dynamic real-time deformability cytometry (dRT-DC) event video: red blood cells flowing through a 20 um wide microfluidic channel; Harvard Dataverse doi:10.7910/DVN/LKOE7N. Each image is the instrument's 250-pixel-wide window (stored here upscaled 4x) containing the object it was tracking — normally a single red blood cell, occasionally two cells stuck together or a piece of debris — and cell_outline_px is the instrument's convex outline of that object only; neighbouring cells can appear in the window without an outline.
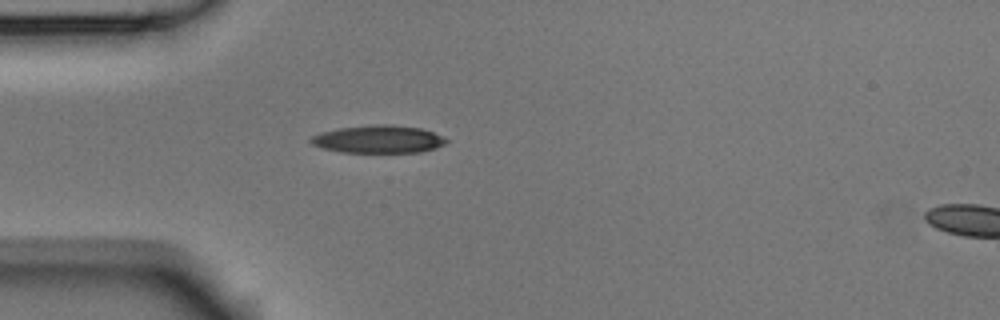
{"species": "Egyptian fruit bat (a non-hibernating species)", "species_latin": "Rousettus aegyptiacus", "temperature_condition": "room temperature", "stored_images_in_passage": 4, "segment_of_instrument_passage": [1, 2], "camera_frame_rate_fps": 3000, "um_per_image_px": 0.085, "animal": {"sex": "male"}, "frame": {"image": 1, "passage_image": 3, "time_ms": 0.667, "image_size_px": [1000, 320], "cell_outline_px": [[448, 140], [444, 144], [436, 148], [420, 152], [340, 152], [324, 148], [312, 144], [308, 140], [312, 136], [320, 132], [340, 128], [372, 124], [392, 124], [420, 128], [444, 136]], "centroid_in_image_um": [32.17, 11.82], "position_along_channel_um": 52.8, "area_um2": 21.91}}